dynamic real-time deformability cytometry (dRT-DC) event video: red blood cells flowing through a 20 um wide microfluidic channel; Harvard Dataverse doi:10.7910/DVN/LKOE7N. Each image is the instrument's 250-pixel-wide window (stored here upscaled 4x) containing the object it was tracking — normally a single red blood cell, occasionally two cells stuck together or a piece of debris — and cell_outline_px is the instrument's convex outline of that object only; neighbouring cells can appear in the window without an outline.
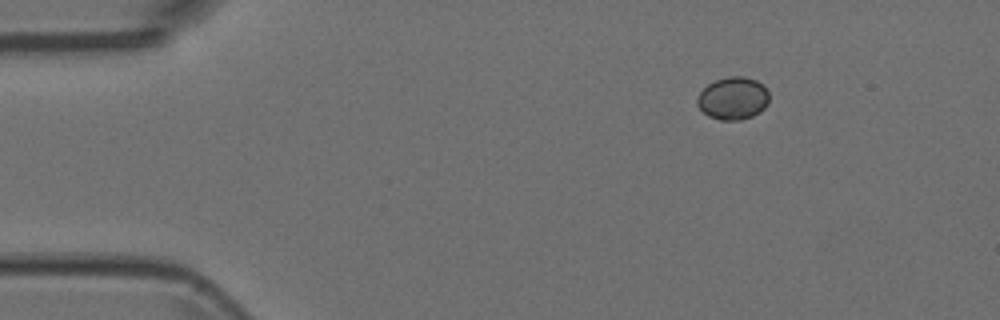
{"species": "Egyptian fruit bat (a non-hibernating species)", "species_latin": "Rousettus aegyptiacus", "temperature_condition": "room temperature", "stored_images_in_passage": 4, "camera_frame_rate_fps": 3000, "um_per_image_px": 0.085, "animal": {"sex": "female"}, "frame": {"image": 1, "passage_image": 1, "time_ms": 0.0, "image_size_px": [1000, 320], "cell_outline_px": [[768, 104], [760, 112], [752, 116], [740, 120], [720, 120], [708, 116], [696, 104], [696, 100], [700, 92], [708, 84], [716, 80], [728, 76], [744, 76], [756, 80], [764, 84], [768, 92]], "centroid_in_image_um": [62.32, 8.35], "position_along_channel_um": 22.7, "area_um2": 17.98}}